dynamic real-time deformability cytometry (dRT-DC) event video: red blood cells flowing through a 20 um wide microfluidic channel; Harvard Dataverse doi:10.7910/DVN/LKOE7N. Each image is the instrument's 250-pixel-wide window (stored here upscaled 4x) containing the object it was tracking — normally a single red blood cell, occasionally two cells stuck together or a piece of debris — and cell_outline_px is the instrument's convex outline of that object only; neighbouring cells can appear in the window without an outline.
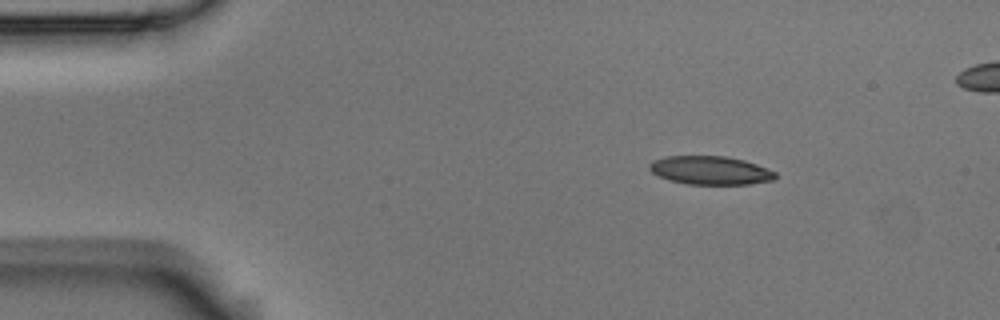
{"species": "Egyptian fruit bat (a non-hibernating species)", "species_latin": "Rousettus aegyptiacus", "temperature_condition": "room temperature", "stored_images_in_passage": 50, "camera_frame_rate_fps": 3000, "um_per_image_px": 0.085, "animal": {"sex": "male"}, "frame": {"image": 1, "passage_image": 1, "time_ms": 0.0, "image_size_px": [1000, 320], "cell_outline_px": [[776, 180], [748, 184], [688, 184], [668, 180], [652, 172], [648, 168], [648, 164], [652, 160], [664, 156], [724, 156], [744, 160], [768, 168], [776, 172]], "centroid_in_image_um": [60.37, 14.48], "position_along_channel_um": 24.6, "area_um2": 21.04}}
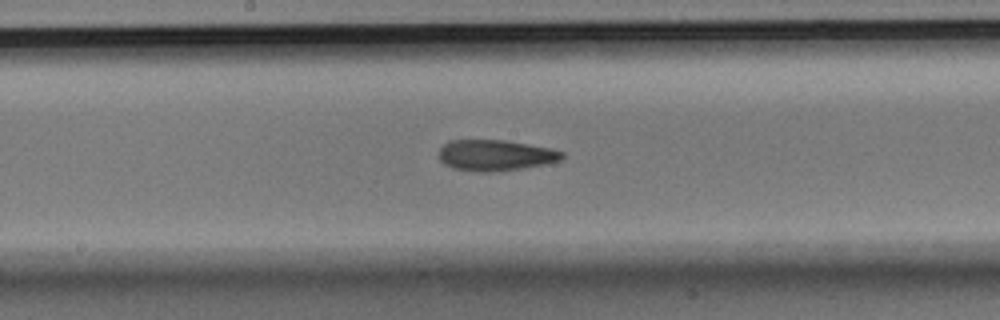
{"frame": {"image": 2, "passage_image": 22, "time_ms": 7.0, "image_size_px": [1000, 320], "cell_outline_px": [[564, 156], [560, 160], [548, 164], [524, 168], [488, 172], [480, 172], [452, 168], [444, 164], [440, 160], [440, 148], [448, 140], [504, 140], [528, 144], [548, 148], [564, 152]], "centroid_in_image_um": [42.11, 13.2], "position_along_channel_um": 206.1, "area_um2": 22.2}}
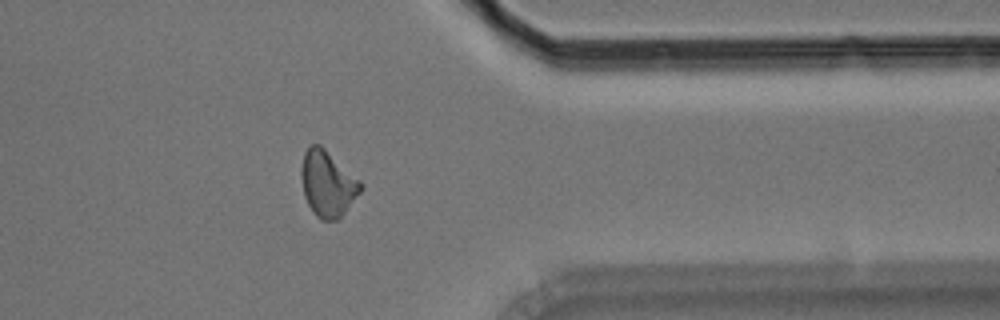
{"frame": {"image": 3, "passage_image": 38, "time_ms": 12.333, "image_size_px": [1000, 320], "cell_outline_px": [[364, 188], [344, 212], [336, 220], [320, 220], [316, 216], [308, 204], [304, 196], [300, 176], [300, 172], [304, 152], [312, 144], [320, 144], [360, 180], [364, 184]], "centroid_in_image_um": [27.84, 15.6], "position_along_channel_um": 383.6, "area_um2": 22.77}, "authors_computed_cell_mechanics": {"area_um2": 21.8484, "velocity_mm_per_s": 3.5483, "shape_relaxation_time_tau1_ms": null, "shape_relaxation_time_tau2_ms": 4.1188, "deformation_change_tau1": null, "deformation_change_tau2": 0.1232}}